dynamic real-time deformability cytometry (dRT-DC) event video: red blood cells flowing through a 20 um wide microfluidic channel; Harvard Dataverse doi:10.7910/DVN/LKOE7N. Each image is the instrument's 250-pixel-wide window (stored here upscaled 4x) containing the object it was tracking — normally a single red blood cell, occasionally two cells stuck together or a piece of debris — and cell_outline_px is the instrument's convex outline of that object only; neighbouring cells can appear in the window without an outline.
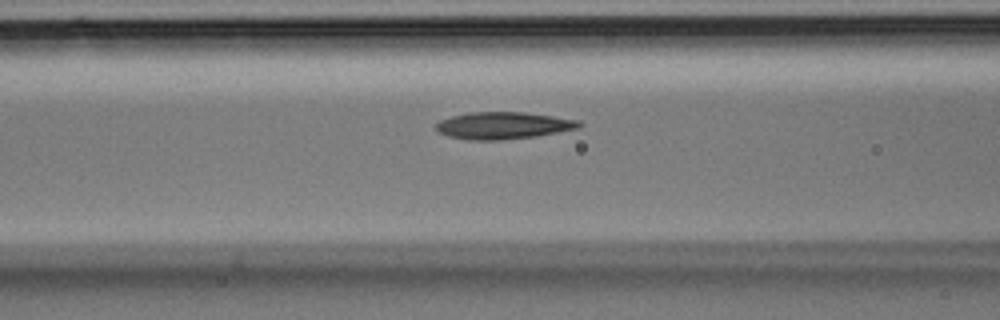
{"species": "Egyptian fruit bat (a non-hibernating species)", "species_latin": "Rousettus aegyptiacus", "temperature_condition": "room temperature", "stored_images_in_passage": 24, "camera_frame_rate_fps": 3000, "um_per_image_px": 0.085, "animal": {"sex": "male"}, "frame": {"image": 1, "passage_image": 7, "time_ms": 2.0, "image_size_px": [1000, 320], "cell_outline_px": [[584, 124], [580, 128], [536, 136], [500, 140], [468, 140], [448, 136], [440, 132], [436, 128], [436, 124], [440, 120], [452, 116], [468, 112], [524, 112], [580, 120]], "centroid_in_image_um": [42.8, 10.67], "position_along_channel_um": 123.8, "area_um2": 22.6}}
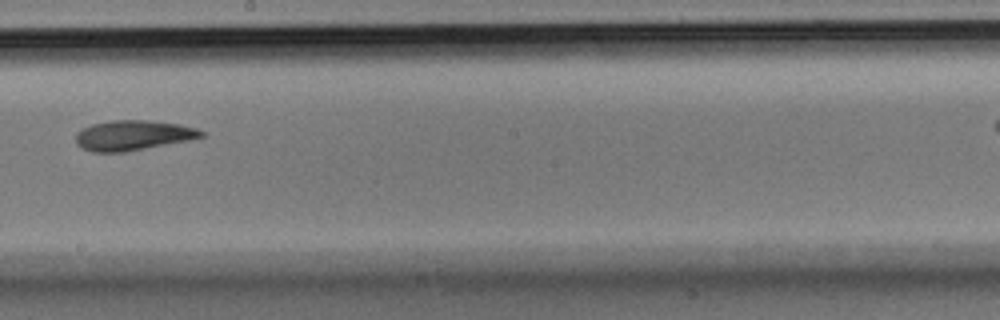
{"frame": {"image": 2, "passage_image": 13, "time_ms": 4.0, "image_size_px": [1000, 320], "cell_outline_px": [[204, 136], [188, 140], [124, 152], [92, 152], [76, 144], [76, 132], [92, 124], [112, 120], [148, 120], [180, 124], [196, 128], [204, 132]], "centroid_in_image_um": [11.29, 11.49], "position_along_channel_um": 236.9, "area_um2": 21.79}}
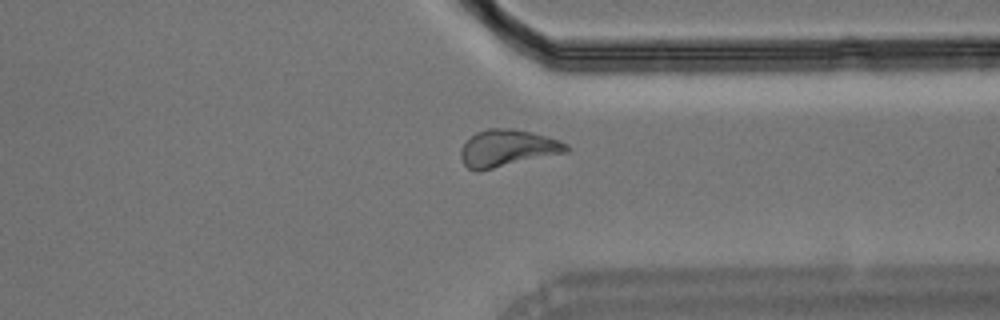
{"frame": {"image": 3, "passage_image": 20, "time_ms": 6.333, "image_size_px": [1000, 320], "cell_outline_px": [[568, 152], [480, 172], [476, 172], [468, 168], [464, 164], [460, 156], [460, 152], [464, 144], [476, 132], [488, 128], [512, 128], [532, 132], [560, 140], [568, 144]], "centroid_in_image_um": [43.14, 12.61], "position_along_channel_um": 368.3, "area_um2": 23.0}}